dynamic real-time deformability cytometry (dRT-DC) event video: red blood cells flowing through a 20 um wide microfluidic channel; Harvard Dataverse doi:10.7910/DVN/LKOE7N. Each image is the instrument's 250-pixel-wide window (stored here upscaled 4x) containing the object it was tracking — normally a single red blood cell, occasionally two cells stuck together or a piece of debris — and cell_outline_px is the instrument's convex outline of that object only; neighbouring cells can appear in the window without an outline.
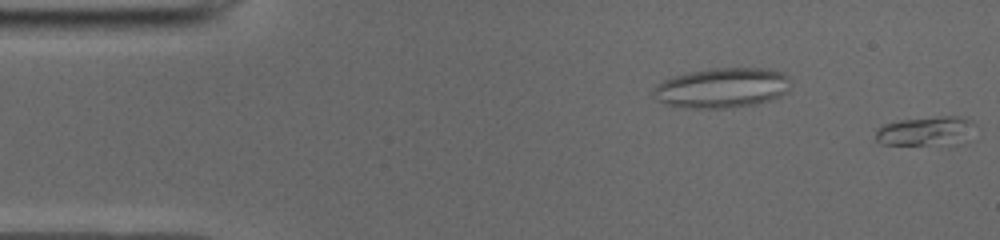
{"species": "common noctule bat (a hibernating species)", "species_latin": "Nyctalus noctula", "temperature_condition": "cold", "stored_images_in_passage": 7, "camera_frame_rate_fps": 3000, "um_per_image_px": 0.085, "animal": {"sex": "male", "body_mass_g": 19.0, "forearm_length_mm": 50.8}, "frame": {"image": 1, "passage_image": 7, "time_ms": 2.0, "image_size_px": [1000, 240], "cell_outline_px": [[980, 128], [924, 144], [884, 144], [876, 140], [876, 128], [884, 124], [900, 120], [940, 116], [960, 116], [972, 120]], "centroid_in_image_um": [78.49, 11.03], "position_along_channel_um": 6.5, "area_um2": 15.2}}